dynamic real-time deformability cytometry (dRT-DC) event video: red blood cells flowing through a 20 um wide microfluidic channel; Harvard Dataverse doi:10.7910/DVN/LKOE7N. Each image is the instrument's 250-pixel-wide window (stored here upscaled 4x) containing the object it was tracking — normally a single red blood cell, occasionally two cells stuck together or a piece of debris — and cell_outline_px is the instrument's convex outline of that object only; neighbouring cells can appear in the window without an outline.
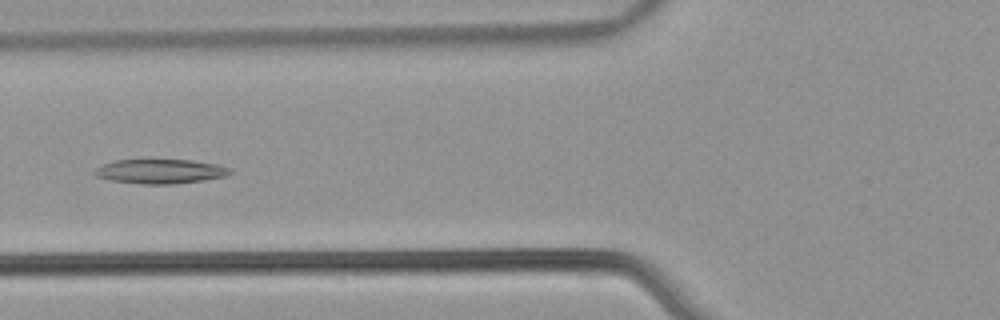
{"species": "common noctule bat (a hibernating species)", "species_latin": "Nyctalus noctula", "temperature_condition": "warm", "stored_images_in_passage": 30, "camera_frame_rate_fps": 3000, "um_per_image_px": 0.085, "animal": {"sex": "male", "body_mass_g": 21.5, "forearm_length_mm": 52.0}, "frame": {"image": 1, "passage_image": 7, "time_ms": 2.0, "image_size_px": [1000, 320], "cell_outline_px": [[232, 172], [224, 176], [204, 180], [172, 184], [144, 184], [108, 180], [96, 176], [92, 172], [96, 168], [104, 164], [116, 160], [188, 160], [220, 164], [232, 168]], "centroid_in_image_um": [13.64, 14.57], "position_along_channel_um": 112.2, "area_um2": 19.25}}
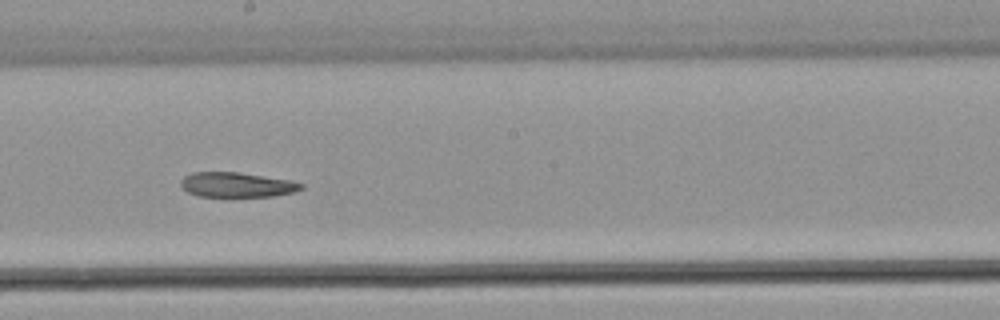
{"frame": {"image": 2, "passage_image": 16, "time_ms": 5.0, "image_size_px": [1000, 320], "cell_outline_px": [[304, 188], [292, 192], [272, 196], [232, 200], [200, 196], [188, 192], [180, 188], [180, 180], [184, 176], [192, 172], [240, 172], [292, 180], [304, 184]], "centroid_in_image_um": [20.1, 15.75], "position_along_channel_um": 228.1, "area_um2": 18.55}}
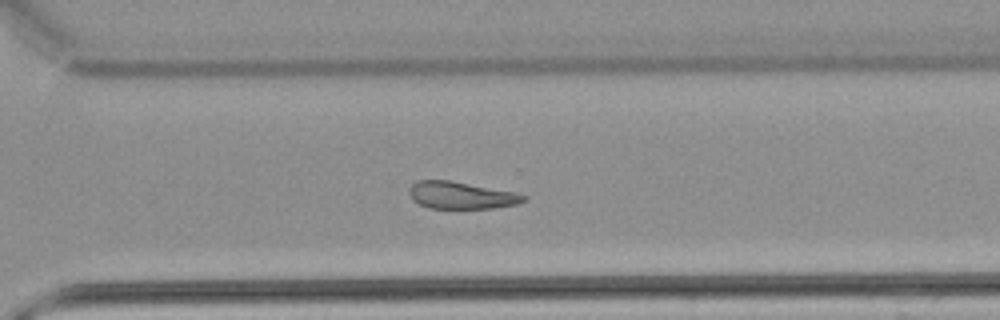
{"frame": {"image": 3, "passage_image": 24, "time_ms": 7.667, "image_size_px": [1000, 320], "cell_outline_px": [[528, 196], [524, 200], [516, 204], [492, 208], [428, 208], [412, 200], [408, 192], [408, 188], [416, 180], [448, 180], [512, 192]], "centroid_in_image_um": [39.12, 16.6], "position_along_channel_um": 331.5, "area_um2": 17.86}}